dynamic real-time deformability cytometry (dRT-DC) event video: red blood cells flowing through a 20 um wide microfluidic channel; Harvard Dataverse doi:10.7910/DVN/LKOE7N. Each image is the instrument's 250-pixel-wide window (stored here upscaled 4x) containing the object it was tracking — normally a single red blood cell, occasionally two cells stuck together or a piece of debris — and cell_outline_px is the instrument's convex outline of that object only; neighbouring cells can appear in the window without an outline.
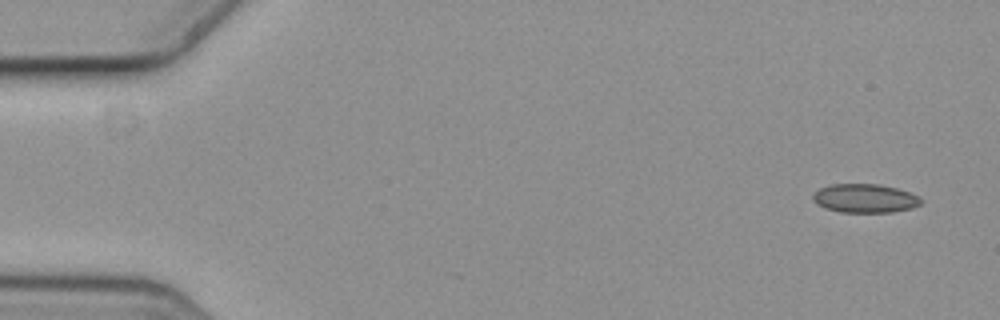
{"species": "common noctule bat (a hibernating species)", "species_latin": "Nyctalus noctula", "temperature_condition": "cold", "stored_images_in_passage": 5, "camera_frame_rate_fps": 3000, "um_per_image_px": 0.085, "animal": {"sex": "female", "body_mass_g": 19.3, "forearm_length_mm": 54.1}, "frame": {"image": 1, "passage_image": 1, "time_ms": 0.0, "image_size_px": [1000, 320], "cell_outline_px": [[920, 204], [912, 208], [892, 212], [840, 212], [824, 208], [812, 200], [812, 196], [820, 188], [832, 184], [876, 184], [896, 188], [920, 196]], "centroid_in_image_um": [73.5, 16.86], "position_along_channel_um": 11.5, "area_um2": 17.98}}